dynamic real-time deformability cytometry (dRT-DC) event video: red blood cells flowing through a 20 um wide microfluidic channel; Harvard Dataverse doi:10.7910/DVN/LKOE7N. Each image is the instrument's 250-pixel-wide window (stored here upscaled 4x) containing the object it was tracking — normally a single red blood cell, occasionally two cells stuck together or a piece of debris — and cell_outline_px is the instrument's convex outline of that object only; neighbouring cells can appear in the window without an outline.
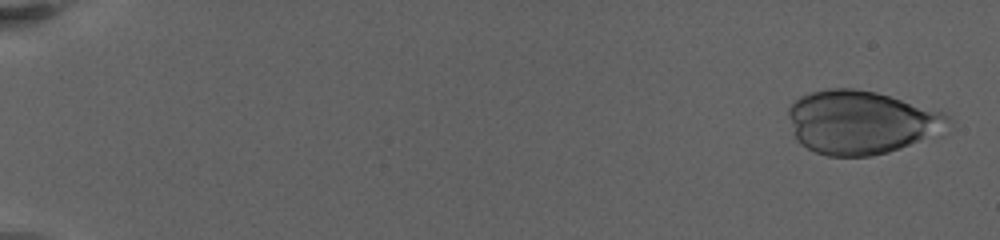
{"species": "human", "species_latin": "Homo sapiens", "temperature_condition": "warm", "stored_images_in_passage": 80, "camera_frame_rate_fps": 3000, "um_per_image_px": 0.085, "donor": {"sex": "female"}, "frame": {"image": 1, "passage_image": 2, "time_ms": 0.333, "image_size_px": [1000, 240], "cell_outline_px": [[952, 120], [916, 140], [900, 148], [888, 152], [868, 156], [828, 156], [816, 152], [800, 144], [796, 140], [788, 116], [788, 108], [800, 96], [812, 92], [828, 88], [852, 88], [876, 92], [944, 112]], "centroid_in_image_um": [73.05, 10.37], "position_along_channel_um": 12.0, "area_um2": 57.68}}
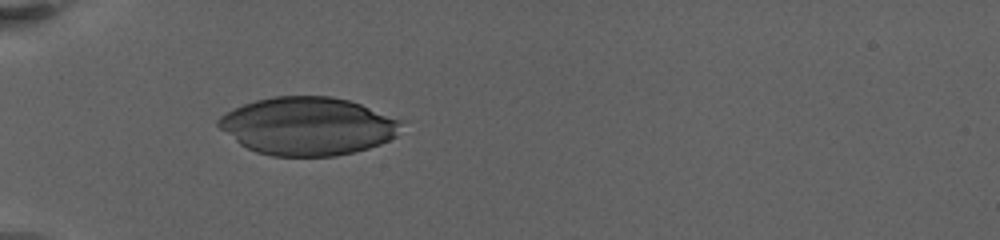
{"frame": {"image": 2, "passage_image": 23, "time_ms": 7.0, "image_size_px": [1000, 240], "cell_outline_px": [[400, 124], [396, 136], [380, 144], [368, 148], [336, 156], [272, 156], [256, 152], [240, 144], [220, 128], [216, 124], [216, 120], [220, 116], [232, 108], [256, 100], [276, 96], [332, 96], [348, 100], [360, 104], [400, 120]], "centroid_in_image_um": [26.11, 10.72], "position_along_channel_um": 58.9, "area_um2": 61.38}}
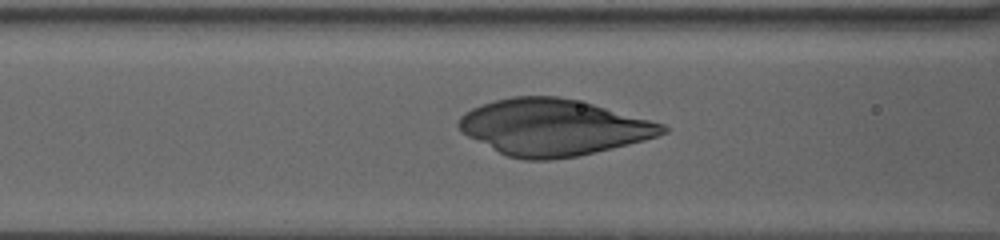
{"frame": {"image": 3, "passage_image": 30, "time_ms": 9.333, "image_size_px": [1000, 240], "cell_outline_px": [[668, 132], [644, 140], [580, 156], [548, 160], [524, 160], [508, 156], [460, 132], [456, 124], [460, 116], [464, 112], [472, 108], [496, 100], [512, 96], [556, 96], [576, 100], [592, 104], [664, 124], [668, 128]], "centroid_in_image_um": [47.0, 10.83], "position_along_channel_um": 119.6, "area_um2": 66.3}}